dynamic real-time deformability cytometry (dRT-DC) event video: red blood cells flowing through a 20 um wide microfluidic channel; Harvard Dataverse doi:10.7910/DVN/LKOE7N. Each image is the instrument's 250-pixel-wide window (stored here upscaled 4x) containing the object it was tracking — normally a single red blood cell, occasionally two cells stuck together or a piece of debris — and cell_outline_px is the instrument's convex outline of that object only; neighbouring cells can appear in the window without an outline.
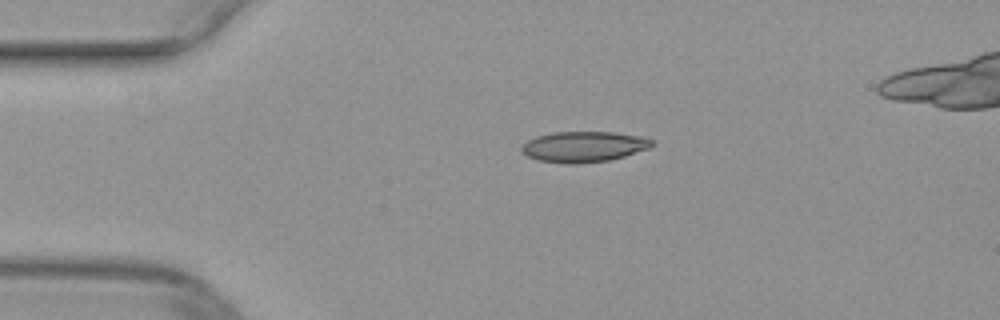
{"species": "common noctule bat (a hibernating species)", "species_latin": "Nyctalus noctula", "temperature_condition": "warm", "stored_images_in_passage": 26, "camera_frame_rate_fps": 3000, "um_per_image_px": 0.085, "animal": {"sex": "female", "body_mass_g": 29.2, "forearm_length_mm": 56.3}, "frame": {"image": 1, "passage_image": 1, "time_ms": 0.0, "image_size_px": [1000, 320], "cell_outline_px": [[656, 144], [648, 148], [624, 156], [608, 160], [576, 164], [568, 164], [540, 160], [528, 156], [520, 152], [520, 148], [528, 140], [536, 136], [552, 132], [612, 132], [640, 136], [652, 140]], "centroid_in_image_um": [49.6, 12.46], "position_along_channel_um": 35.4, "area_um2": 23.18}}
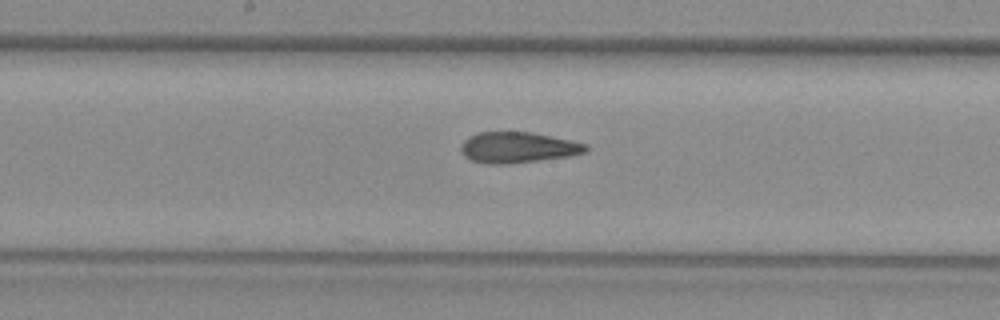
{"frame": {"image": 2, "passage_image": 16, "time_ms": 5.0, "image_size_px": [1000, 320], "cell_outline_px": [[588, 152], [568, 156], [504, 164], [488, 164], [472, 160], [464, 156], [460, 148], [460, 144], [468, 136], [476, 132], [532, 132], [588, 144]], "centroid_in_image_um": [43.99, 12.52], "position_along_channel_um": 204.2, "area_um2": 22.37}}
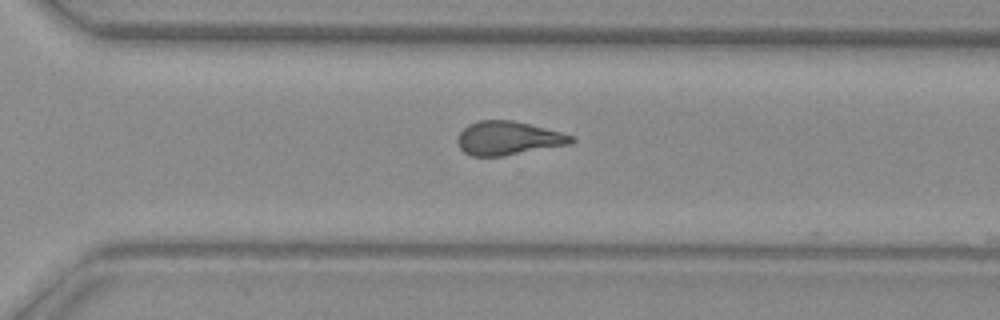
{"frame": {"image": 3, "passage_image": 25, "time_ms": 8.0, "image_size_px": [1000, 320], "cell_outline_px": [[576, 140], [572, 144], [504, 156], [472, 156], [464, 152], [460, 148], [456, 140], [460, 132], [468, 124], [480, 120], [512, 120], [560, 132], [572, 136]], "centroid_in_image_um": [43.19, 11.75], "position_along_channel_um": 327.4, "area_um2": 22.31}}